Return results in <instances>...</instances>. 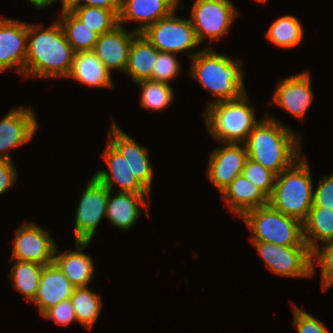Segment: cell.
<instances>
[{"mask_svg":"<svg viewBox=\"0 0 333 333\" xmlns=\"http://www.w3.org/2000/svg\"><path fill=\"white\" fill-rule=\"evenodd\" d=\"M242 174L248 181L257 186L268 198L270 197L276 175L261 164L247 159Z\"/></svg>","mask_w":333,"mask_h":333,"instance_id":"obj_33","label":"cell"},{"mask_svg":"<svg viewBox=\"0 0 333 333\" xmlns=\"http://www.w3.org/2000/svg\"><path fill=\"white\" fill-rule=\"evenodd\" d=\"M43 265L33 262L15 260L9 278L15 290L25 296L29 301H34L38 288Z\"/></svg>","mask_w":333,"mask_h":333,"instance_id":"obj_28","label":"cell"},{"mask_svg":"<svg viewBox=\"0 0 333 333\" xmlns=\"http://www.w3.org/2000/svg\"><path fill=\"white\" fill-rule=\"evenodd\" d=\"M69 10L99 36L119 25L118 16L111 10L84 5H72Z\"/></svg>","mask_w":333,"mask_h":333,"instance_id":"obj_31","label":"cell"},{"mask_svg":"<svg viewBox=\"0 0 333 333\" xmlns=\"http://www.w3.org/2000/svg\"><path fill=\"white\" fill-rule=\"evenodd\" d=\"M320 265L322 291L333 285V241L324 243L312 251V264Z\"/></svg>","mask_w":333,"mask_h":333,"instance_id":"obj_34","label":"cell"},{"mask_svg":"<svg viewBox=\"0 0 333 333\" xmlns=\"http://www.w3.org/2000/svg\"><path fill=\"white\" fill-rule=\"evenodd\" d=\"M313 98L310 73L306 71L280 79L271 104L277 105L303 120Z\"/></svg>","mask_w":333,"mask_h":333,"instance_id":"obj_16","label":"cell"},{"mask_svg":"<svg viewBox=\"0 0 333 333\" xmlns=\"http://www.w3.org/2000/svg\"><path fill=\"white\" fill-rule=\"evenodd\" d=\"M221 193L229 209L240 217L268 204V197L243 174H239Z\"/></svg>","mask_w":333,"mask_h":333,"instance_id":"obj_23","label":"cell"},{"mask_svg":"<svg viewBox=\"0 0 333 333\" xmlns=\"http://www.w3.org/2000/svg\"><path fill=\"white\" fill-rule=\"evenodd\" d=\"M108 142L123 156L137 181L151 193L154 171L148 157V149L139 145L135 139L126 134L119 126L112 122Z\"/></svg>","mask_w":333,"mask_h":333,"instance_id":"obj_12","label":"cell"},{"mask_svg":"<svg viewBox=\"0 0 333 333\" xmlns=\"http://www.w3.org/2000/svg\"><path fill=\"white\" fill-rule=\"evenodd\" d=\"M241 218L252 234L250 241H265L281 246H308L304 241L303 223L275 210L269 204L249 210Z\"/></svg>","mask_w":333,"mask_h":333,"instance_id":"obj_6","label":"cell"},{"mask_svg":"<svg viewBox=\"0 0 333 333\" xmlns=\"http://www.w3.org/2000/svg\"><path fill=\"white\" fill-rule=\"evenodd\" d=\"M238 14L231 0H196L190 20L199 43L206 37L210 42L223 37Z\"/></svg>","mask_w":333,"mask_h":333,"instance_id":"obj_8","label":"cell"},{"mask_svg":"<svg viewBox=\"0 0 333 333\" xmlns=\"http://www.w3.org/2000/svg\"><path fill=\"white\" fill-rule=\"evenodd\" d=\"M319 181L317 187L313 189L312 206L333 209V174L323 176Z\"/></svg>","mask_w":333,"mask_h":333,"instance_id":"obj_38","label":"cell"},{"mask_svg":"<svg viewBox=\"0 0 333 333\" xmlns=\"http://www.w3.org/2000/svg\"><path fill=\"white\" fill-rule=\"evenodd\" d=\"M247 94L236 100L209 104L203 112L208 132L222 143H245L260 122L248 104Z\"/></svg>","mask_w":333,"mask_h":333,"instance_id":"obj_5","label":"cell"},{"mask_svg":"<svg viewBox=\"0 0 333 333\" xmlns=\"http://www.w3.org/2000/svg\"><path fill=\"white\" fill-rule=\"evenodd\" d=\"M116 193L112 196V191L109 190L106 217L117 228L123 231L128 230L133 227L140 216V206L144 207L146 211L149 209L148 202L150 201L146 200L150 198V193Z\"/></svg>","mask_w":333,"mask_h":333,"instance_id":"obj_21","label":"cell"},{"mask_svg":"<svg viewBox=\"0 0 333 333\" xmlns=\"http://www.w3.org/2000/svg\"><path fill=\"white\" fill-rule=\"evenodd\" d=\"M42 316L44 319H53L55 323L62 326H67L71 322L77 321L70 299L61 301L57 305L50 307Z\"/></svg>","mask_w":333,"mask_h":333,"instance_id":"obj_37","label":"cell"},{"mask_svg":"<svg viewBox=\"0 0 333 333\" xmlns=\"http://www.w3.org/2000/svg\"><path fill=\"white\" fill-rule=\"evenodd\" d=\"M267 268L283 277H312V251L308 246H281L265 241H250Z\"/></svg>","mask_w":333,"mask_h":333,"instance_id":"obj_7","label":"cell"},{"mask_svg":"<svg viewBox=\"0 0 333 333\" xmlns=\"http://www.w3.org/2000/svg\"><path fill=\"white\" fill-rule=\"evenodd\" d=\"M180 65L176 54L159 52L150 80L170 83V80L179 75Z\"/></svg>","mask_w":333,"mask_h":333,"instance_id":"obj_35","label":"cell"},{"mask_svg":"<svg viewBox=\"0 0 333 333\" xmlns=\"http://www.w3.org/2000/svg\"><path fill=\"white\" fill-rule=\"evenodd\" d=\"M213 150L207 167V178L222 192L239 174L248 159L247 150L240 143H224Z\"/></svg>","mask_w":333,"mask_h":333,"instance_id":"obj_13","label":"cell"},{"mask_svg":"<svg viewBox=\"0 0 333 333\" xmlns=\"http://www.w3.org/2000/svg\"><path fill=\"white\" fill-rule=\"evenodd\" d=\"M174 14L175 11L141 32L160 52L177 54L200 44L190 18L175 17Z\"/></svg>","mask_w":333,"mask_h":333,"instance_id":"obj_9","label":"cell"},{"mask_svg":"<svg viewBox=\"0 0 333 333\" xmlns=\"http://www.w3.org/2000/svg\"><path fill=\"white\" fill-rule=\"evenodd\" d=\"M60 1L62 3V9H69L77 0H60Z\"/></svg>","mask_w":333,"mask_h":333,"instance_id":"obj_42","label":"cell"},{"mask_svg":"<svg viewBox=\"0 0 333 333\" xmlns=\"http://www.w3.org/2000/svg\"><path fill=\"white\" fill-rule=\"evenodd\" d=\"M31 107L13 108L0 121V159L11 160L9 150L30 141L38 122Z\"/></svg>","mask_w":333,"mask_h":333,"instance_id":"obj_14","label":"cell"},{"mask_svg":"<svg viewBox=\"0 0 333 333\" xmlns=\"http://www.w3.org/2000/svg\"><path fill=\"white\" fill-rule=\"evenodd\" d=\"M111 72L105 67L93 51L75 52L69 78L92 87L113 88Z\"/></svg>","mask_w":333,"mask_h":333,"instance_id":"obj_24","label":"cell"},{"mask_svg":"<svg viewBox=\"0 0 333 333\" xmlns=\"http://www.w3.org/2000/svg\"><path fill=\"white\" fill-rule=\"evenodd\" d=\"M61 11V20L58 19V22L73 50L75 52L93 51L99 35L86 26L69 9Z\"/></svg>","mask_w":333,"mask_h":333,"instance_id":"obj_27","label":"cell"},{"mask_svg":"<svg viewBox=\"0 0 333 333\" xmlns=\"http://www.w3.org/2000/svg\"><path fill=\"white\" fill-rule=\"evenodd\" d=\"M108 165L109 172L105 170L97 171L93 176L110 191L114 185H118V192L125 193H149L135 178L134 174L129 171L127 161L123 158L108 141L102 156Z\"/></svg>","mask_w":333,"mask_h":333,"instance_id":"obj_19","label":"cell"},{"mask_svg":"<svg viewBox=\"0 0 333 333\" xmlns=\"http://www.w3.org/2000/svg\"><path fill=\"white\" fill-rule=\"evenodd\" d=\"M310 173L307 159L301 156L275 177L268 204L303 223L313 205L314 186Z\"/></svg>","mask_w":333,"mask_h":333,"instance_id":"obj_4","label":"cell"},{"mask_svg":"<svg viewBox=\"0 0 333 333\" xmlns=\"http://www.w3.org/2000/svg\"><path fill=\"white\" fill-rule=\"evenodd\" d=\"M180 0H121L118 23L122 25L129 21L143 22L134 28L141 33L148 26L156 23L159 19L169 16L176 11Z\"/></svg>","mask_w":333,"mask_h":333,"instance_id":"obj_18","label":"cell"},{"mask_svg":"<svg viewBox=\"0 0 333 333\" xmlns=\"http://www.w3.org/2000/svg\"><path fill=\"white\" fill-rule=\"evenodd\" d=\"M268 115L250 132L245 147L249 159L277 176L300 158L301 134Z\"/></svg>","mask_w":333,"mask_h":333,"instance_id":"obj_2","label":"cell"},{"mask_svg":"<svg viewBox=\"0 0 333 333\" xmlns=\"http://www.w3.org/2000/svg\"><path fill=\"white\" fill-rule=\"evenodd\" d=\"M265 36L278 47L293 48L302 42L304 32L300 21L296 17L285 15L271 24Z\"/></svg>","mask_w":333,"mask_h":333,"instance_id":"obj_30","label":"cell"},{"mask_svg":"<svg viewBox=\"0 0 333 333\" xmlns=\"http://www.w3.org/2000/svg\"><path fill=\"white\" fill-rule=\"evenodd\" d=\"M27 54V23L0 17V72L17 67L24 75Z\"/></svg>","mask_w":333,"mask_h":333,"instance_id":"obj_15","label":"cell"},{"mask_svg":"<svg viewBox=\"0 0 333 333\" xmlns=\"http://www.w3.org/2000/svg\"><path fill=\"white\" fill-rule=\"evenodd\" d=\"M44 25L27 23V54L24 77L57 78L71 73L75 51L58 22Z\"/></svg>","mask_w":333,"mask_h":333,"instance_id":"obj_1","label":"cell"},{"mask_svg":"<svg viewBox=\"0 0 333 333\" xmlns=\"http://www.w3.org/2000/svg\"><path fill=\"white\" fill-rule=\"evenodd\" d=\"M303 235L311 251L319 246L317 240L323 243L333 241V209L312 206L303 222Z\"/></svg>","mask_w":333,"mask_h":333,"instance_id":"obj_26","label":"cell"},{"mask_svg":"<svg viewBox=\"0 0 333 333\" xmlns=\"http://www.w3.org/2000/svg\"><path fill=\"white\" fill-rule=\"evenodd\" d=\"M191 75L206 91L216 96L209 104L236 100L246 94L242 62L238 59L217 53L211 48L190 53Z\"/></svg>","mask_w":333,"mask_h":333,"instance_id":"obj_3","label":"cell"},{"mask_svg":"<svg viewBox=\"0 0 333 333\" xmlns=\"http://www.w3.org/2000/svg\"><path fill=\"white\" fill-rule=\"evenodd\" d=\"M136 84L142 88L140 104L146 109L163 110L174 98V92L169 83L142 80Z\"/></svg>","mask_w":333,"mask_h":333,"instance_id":"obj_32","label":"cell"},{"mask_svg":"<svg viewBox=\"0 0 333 333\" xmlns=\"http://www.w3.org/2000/svg\"><path fill=\"white\" fill-rule=\"evenodd\" d=\"M81 1L84 2L82 3ZM73 5L99 7L106 10H111L118 16L121 7V0H77Z\"/></svg>","mask_w":333,"mask_h":333,"instance_id":"obj_40","label":"cell"},{"mask_svg":"<svg viewBox=\"0 0 333 333\" xmlns=\"http://www.w3.org/2000/svg\"><path fill=\"white\" fill-rule=\"evenodd\" d=\"M75 288L55 263L45 265L33 303L42 315L50 307L70 299Z\"/></svg>","mask_w":333,"mask_h":333,"instance_id":"obj_20","label":"cell"},{"mask_svg":"<svg viewBox=\"0 0 333 333\" xmlns=\"http://www.w3.org/2000/svg\"><path fill=\"white\" fill-rule=\"evenodd\" d=\"M138 34L134 29L127 32L123 25H117L98 37L93 52L111 73L116 69L124 72L130 45Z\"/></svg>","mask_w":333,"mask_h":333,"instance_id":"obj_17","label":"cell"},{"mask_svg":"<svg viewBox=\"0 0 333 333\" xmlns=\"http://www.w3.org/2000/svg\"><path fill=\"white\" fill-rule=\"evenodd\" d=\"M294 316L293 325L297 333H330V331L311 314L303 311L296 305L291 306Z\"/></svg>","mask_w":333,"mask_h":333,"instance_id":"obj_36","label":"cell"},{"mask_svg":"<svg viewBox=\"0 0 333 333\" xmlns=\"http://www.w3.org/2000/svg\"><path fill=\"white\" fill-rule=\"evenodd\" d=\"M109 189L94 176L79 199L75 214V242H91L95 230L103 217H106Z\"/></svg>","mask_w":333,"mask_h":333,"instance_id":"obj_10","label":"cell"},{"mask_svg":"<svg viewBox=\"0 0 333 333\" xmlns=\"http://www.w3.org/2000/svg\"><path fill=\"white\" fill-rule=\"evenodd\" d=\"M160 51L141 33L132 41L125 73L134 80H150Z\"/></svg>","mask_w":333,"mask_h":333,"instance_id":"obj_25","label":"cell"},{"mask_svg":"<svg viewBox=\"0 0 333 333\" xmlns=\"http://www.w3.org/2000/svg\"><path fill=\"white\" fill-rule=\"evenodd\" d=\"M88 287H76L70 301L75 310L77 322L83 327L91 329L99 317L102 302L99 294L91 291Z\"/></svg>","mask_w":333,"mask_h":333,"instance_id":"obj_29","label":"cell"},{"mask_svg":"<svg viewBox=\"0 0 333 333\" xmlns=\"http://www.w3.org/2000/svg\"><path fill=\"white\" fill-rule=\"evenodd\" d=\"M17 181V170L11 160L0 159V195Z\"/></svg>","mask_w":333,"mask_h":333,"instance_id":"obj_39","label":"cell"},{"mask_svg":"<svg viewBox=\"0 0 333 333\" xmlns=\"http://www.w3.org/2000/svg\"><path fill=\"white\" fill-rule=\"evenodd\" d=\"M91 242L76 241L77 251L54 253V263L75 287H87L94 275V263L90 256L83 252ZM58 254V255H56Z\"/></svg>","mask_w":333,"mask_h":333,"instance_id":"obj_22","label":"cell"},{"mask_svg":"<svg viewBox=\"0 0 333 333\" xmlns=\"http://www.w3.org/2000/svg\"><path fill=\"white\" fill-rule=\"evenodd\" d=\"M257 2H262V3H264V2H266L267 0H256Z\"/></svg>","mask_w":333,"mask_h":333,"instance_id":"obj_43","label":"cell"},{"mask_svg":"<svg viewBox=\"0 0 333 333\" xmlns=\"http://www.w3.org/2000/svg\"><path fill=\"white\" fill-rule=\"evenodd\" d=\"M12 260L33 262L40 265L54 263L55 245L47 230L31 222H25L16 232L13 240Z\"/></svg>","mask_w":333,"mask_h":333,"instance_id":"obj_11","label":"cell"},{"mask_svg":"<svg viewBox=\"0 0 333 333\" xmlns=\"http://www.w3.org/2000/svg\"><path fill=\"white\" fill-rule=\"evenodd\" d=\"M34 7L38 9L46 8L49 5H52L56 0H28Z\"/></svg>","mask_w":333,"mask_h":333,"instance_id":"obj_41","label":"cell"}]
</instances>
